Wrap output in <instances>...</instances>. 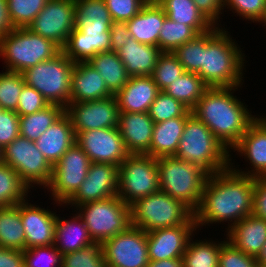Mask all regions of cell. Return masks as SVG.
Returning a JSON list of instances; mask_svg holds the SVG:
<instances>
[{"label": "cell", "mask_w": 266, "mask_h": 267, "mask_svg": "<svg viewBox=\"0 0 266 267\" xmlns=\"http://www.w3.org/2000/svg\"><path fill=\"white\" fill-rule=\"evenodd\" d=\"M254 178L231 167L209 175L199 207L194 211L197 229L226 222L225 232L253 212Z\"/></svg>", "instance_id": "cell-1"}, {"label": "cell", "mask_w": 266, "mask_h": 267, "mask_svg": "<svg viewBox=\"0 0 266 267\" xmlns=\"http://www.w3.org/2000/svg\"><path fill=\"white\" fill-rule=\"evenodd\" d=\"M240 87L208 88L191 110L229 151L258 117L251 114L244 100L233 95Z\"/></svg>", "instance_id": "cell-2"}, {"label": "cell", "mask_w": 266, "mask_h": 267, "mask_svg": "<svg viewBox=\"0 0 266 267\" xmlns=\"http://www.w3.org/2000/svg\"><path fill=\"white\" fill-rule=\"evenodd\" d=\"M222 26L204 43L202 80L209 88L242 86L244 82L247 56Z\"/></svg>", "instance_id": "cell-3"}, {"label": "cell", "mask_w": 266, "mask_h": 267, "mask_svg": "<svg viewBox=\"0 0 266 267\" xmlns=\"http://www.w3.org/2000/svg\"><path fill=\"white\" fill-rule=\"evenodd\" d=\"M231 152L202 121L191 114L174 157L197 164L212 175L230 167Z\"/></svg>", "instance_id": "cell-4"}, {"label": "cell", "mask_w": 266, "mask_h": 267, "mask_svg": "<svg viewBox=\"0 0 266 267\" xmlns=\"http://www.w3.org/2000/svg\"><path fill=\"white\" fill-rule=\"evenodd\" d=\"M160 191L180 200L193 212L199 207L209 174L197 164L174 156L157 159Z\"/></svg>", "instance_id": "cell-5"}, {"label": "cell", "mask_w": 266, "mask_h": 267, "mask_svg": "<svg viewBox=\"0 0 266 267\" xmlns=\"http://www.w3.org/2000/svg\"><path fill=\"white\" fill-rule=\"evenodd\" d=\"M61 50L53 41L28 28H13L0 38V58H3L7 71L22 73L53 58Z\"/></svg>", "instance_id": "cell-6"}, {"label": "cell", "mask_w": 266, "mask_h": 267, "mask_svg": "<svg viewBox=\"0 0 266 267\" xmlns=\"http://www.w3.org/2000/svg\"><path fill=\"white\" fill-rule=\"evenodd\" d=\"M131 225L151 232L187 223L194 212L183 202L160 190L130 205Z\"/></svg>", "instance_id": "cell-7"}, {"label": "cell", "mask_w": 266, "mask_h": 267, "mask_svg": "<svg viewBox=\"0 0 266 267\" xmlns=\"http://www.w3.org/2000/svg\"><path fill=\"white\" fill-rule=\"evenodd\" d=\"M74 65L61 50L53 58L26 69L22 75L25 84L41 93L49 104L66 108L70 103Z\"/></svg>", "instance_id": "cell-8"}, {"label": "cell", "mask_w": 266, "mask_h": 267, "mask_svg": "<svg viewBox=\"0 0 266 267\" xmlns=\"http://www.w3.org/2000/svg\"><path fill=\"white\" fill-rule=\"evenodd\" d=\"M74 213L84 221L93 241L103 242L131 225L130 206L117 195L76 206Z\"/></svg>", "instance_id": "cell-9"}, {"label": "cell", "mask_w": 266, "mask_h": 267, "mask_svg": "<svg viewBox=\"0 0 266 267\" xmlns=\"http://www.w3.org/2000/svg\"><path fill=\"white\" fill-rule=\"evenodd\" d=\"M160 190L157 159L129 154L119 165L117 196L127 205Z\"/></svg>", "instance_id": "cell-10"}, {"label": "cell", "mask_w": 266, "mask_h": 267, "mask_svg": "<svg viewBox=\"0 0 266 267\" xmlns=\"http://www.w3.org/2000/svg\"><path fill=\"white\" fill-rule=\"evenodd\" d=\"M2 163L14 169L29 189H45L51 181L53 166L35 142L21 135L2 150Z\"/></svg>", "instance_id": "cell-11"}, {"label": "cell", "mask_w": 266, "mask_h": 267, "mask_svg": "<svg viewBox=\"0 0 266 267\" xmlns=\"http://www.w3.org/2000/svg\"><path fill=\"white\" fill-rule=\"evenodd\" d=\"M91 161L75 142L53 166L52 178L47 186L53 205L62 207L76 193L87 177Z\"/></svg>", "instance_id": "cell-12"}, {"label": "cell", "mask_w": 266, "mask_h": 267, "mask_svg": "<svg viewBox=\"0 0 266 267\" xmlns=\"http://www.w3.org/2000/svg\"><path fill=\"white\" fill-rule=\"evenodd\" d=\"M105 264L112 267H147V232L130 225L101 243Z\"/></svg>", "instance_id": "cell-13"}, {"label": "cell", "mask_w": 266, "mask_h": 267, "mask_svg": "<svg viewBox=\"0 0 266 267\" xmlns=\"http://www.w3.org/2000/svg\"><path fill=\"white\" fill-rule=\"evenodd\" d=\"M27 28L62 49L75 28V0H48Z\"/></svg>", "instance_id": "cell-14"}, {"label": "cell", "mask_w": 266, "mask_h": 267, "mask_svg": "<svg viewBox=\"0 0 266 267\" xmlns=\"http://www.w3.org/2000/svg\"><path fill=\"white\" fill-rule=\"evenodd\" d=\"M65 113L77 135L88 130L118 127L120 111L113 95L100 100L69 103Z\"/></svg>", "instance_id": "cell-15"}, {"label": "cell", "mask_w": 266, "mask_h": 267, "mask_svg": "<svg viewBox=\"0 0 266 267\" xmlns=\"http://www.w3.org/2000/svg\"><path fill=\"white\" fill-rule=\"evenodd\" d=\"M76 143L91 162L119 166L129 155L117 127L79 132Z\"/></svg>", "instance_id": "cell-16"}, {"label": "cell", "mask_w": 266, "mask_h": 267, "mask_svg": "<svg viewBox=\"0 0 266 267\" xmlns=\"http://www.w3.org/2000/svg\"><path fill=\"white\" fill-rule=\"evenodd\" d=\"M119 166L91 162L87 177L63 207L74 208L88 202L105 200L117 195ZM71 205V206H70ZM70 206V207H68Z\"/></svg>", "instance_id": "cell-17"}, {"label": "cell", "mask_w": 266, "mask_h": 267, "mask_svg": "<svg viewBox=\"0 0 266 267\" xmlns=\"http://www.w3.org/2000/svg\"><path fill=\"white\" fill-rule=\"evenodd\" d=\"M198 232L194 216L185 224L147 232L148 258L160 261L183 258L189 240ZM195 233V234H194Z\"/></svg>", "instance_id": "cell-18"}, {"label": "cell", "mask_w": 266, "mask_h": 267, "mask_svg": "<svg viewBox=\"0 0 266 267\" xmlns=\"http://www.w3.org/2000/svg\"><path fill=\"white\" fill-rule=\"evenodd\" d=\"M232 151H237L240 157L244 156L242 158L247 159L246 162L251 165L249 167L251 170L249 168L239 169L230 159V167L235 172L253 178L266 177V116L258 115Z\"/></svg>", "instance_id": "cell-19"}, {"label": "cell", "mask_w": 266, "mask_h": 267, "mask_svg": "<svg viewBox=\"0 0 266 267\" xmlns=\"http://www.w3.org/2000/svg\"><path fill=\"white\" fill-rule=\"evenodd\" d=\"M26 199L18 203L20 217L25 232V249L50 246L55 241V223L57 214L47 207L31 204Z\"/></svg>", "instance_id": "cell-20"}, {"label": "cell", "mask_w": 266, "mask_h": 267, "mask_svg": "<svg viewBox=\"0 0 266 267\" xmlns=\"http://www.w3.org/2000/svg\"><path fill=\"white\" fill-rule=\"evenodd\" d=\"M154 124L148 112L119 114L117 128L129 154L149 155Z\"/></svg>", "instance_id": "cell-21"}, {"label": "cell", "mask_w": 266, "mask_h": 267, "mask_svg": "<svg viewBox=\"0 0 266 267\" xmlns=\"http://www.w3.org/2000/svg\"><path fill=\"white\" fill-rule=\"evenodd\" d=\"M160 92L151 76H131L116 97L120 113L148 112Z\"/></svg>", "instance_id": "cell-22"}, {"label": "cell", "mask_w": 266, "mask_h": 267, "mask_svg": "<svg viewBox=\"0 0 266 267\" xmlns=\"http://www.w3.org/2000/svg\"><path fill=\"white\" fill-rule=\"evenodd\" d=\"M113 96L100 74L88 62L75 63L71 73L70 103Z\"/></svg>", "instance_id": "cell-23"}, {"label": "cell", "mask_w": 266, "mask_h": 267, "mask_svg": "<svg viewBox=\"0 0 266 267\" xmlns=\"http://www.w3.org/2000/svg\"><path fill=\"white\" fill-rule=\"evenodd\" d=\"M109 31H79L74 28L62 48L73 63L88 62L100 52L111 51Z\"/></svg>", "instance_id": "cell-24"}, {"label": "cell", "mask_w": 266, "mask_h": 267, "mask_svg": "<svg viewBox=\"0 0 266 267\" xmlns=\"http://www.w3.org/2000/svg\"><path fill=\"white\" fill-rule=\"evenodd\" d=\"M227 241L245 254L257 257L266 243V219L246 216L226 231Z\"/></svg>", "instance_id": "cell-25"}, {"label": "cell", "mask_w": 266, "mask_h": 267, "mask_svg": "<svg viewBox=\"0 0 266 267\" xmlns=\"http://www.w3.org/2000/svg\"><path fill=\"white\" fill-rule=\"evenodd\" d=\"M75 142L76 135L70 117L64 113L35 141V144L54 166Z\"/></svg>", "instance_id": "cell-26"}, {"label": "cell", "mask_w": 266, "mask_h": 267, "mask_svg": "<svg viewBox=\"0 0 266 267\" xmlns=\"http://www.w3.org/2000/svg\"><path fill=\"white\" fill-rule=\"evenodd\" d=\"M166 15L155 0H149L131 20L128 30L137 42L159 47V32Z\"/></svg>", "instance_id": "cell-27"}, {"label": "cell", "mask_w": 266, "mask_h": 267, "mask_svg": "<svg viewBox=\"0 0 266 267\" xmlns=\"http://www.w3.org/2000/svg\"><path fill=\"white\" fill-rule=\"evenodd\" d=\"M161 53L158 46L137 42L133 37L117 51L130 76H151Z\"/></svg>", "instance_id": "cell-28"}, {"label": "cell", "mask_w": 266, "mask_h": 267, "mask_svg": "<svg viewBox=\"0 0 266 267\" xmlns=\"http://www.w3.org/2000/svg\"><path fill=\"white\" fill-rule=\"evenodd\" d=\"M92 242L93 239L77 212L72 213L71 219L57 214L54 246L62 255L80 250Z\"/></svg>", "instance_id": "cell-29"}, {"label": "cell", "mask_w": 266, "mask_h": 267, "mask_svg": "<svg viewBox=\"0 0 266 267\" xmlns=\"http://www.w3.org/2000/svg\"><path fill=\"white\" fill-rule=\"evenodd\" d=\"M187 118L176 117L164 122L155 123L149 156L156 159L174 156L182 138Z\"/></svg>", "instance_id": "cell-30"}, {"label": "cell", "mask_w": 266, "mask_h": 267, "mask_svg": "<svg viewBox=\"0 0 266 267\" xmlns=\"http://www.w3.org/2000/svg\"><path fill=\"white\" fill-rule=\"evenodd\" d=\"M113 20L104 0H75V28L109 31Z\"/></svg>", "instance_id": "cell-31"}, {"label": "cell", "mask_w": 266, "mask_h": 267, "mask_svg": "<svg viewBox=\"0 0 266 267\" xmlns=\"http://www.w3.org/2000/svg\"><path fill=\"white\" fill-rule=\"evenodd\" d=\"M165 15L173 21L191 26L198 34L205 33L214 25L196 7L193 0H155Z\"/></svg>", "instance_id": "cell-32"}, {"label": "cell", "mask_w": 266, "mask_h": 267, "mask_svg": "<svg viewBox=\"0 0 266 267\" xmlns=\"http://www.w3.org/2000/svg\"><path fill=\"white\" fill-rule=\"evenodd\" d=\"M88 63L100 74L113 95L120 91L131 77L114 51L100 52Z\"/></svg>", "instance_id": "cell-33"}, {"label": "cell", "mask_w": 266, "mask_h": 267, "mask_svg": "<svg viewBox=\"0 0 266 267\" xmlns=\"http://www.w3.org/2000/svg\"><path fill=\"white\" fill-rule=\"evenodd\" d=\"M64 113L62 106L49 104L38 112L19 116L20 135L35 142Z\"/></svg>", "instance_id": "cell-34"}, {"label": "cell", "mask_w": 266, "mask_h": 267, "mask_svg": "<svg viewBox=\"0 0 266 267\" xmlns=\"http://www.w3.org/2000/svg\"><path fill=\"white\" fill-rule=\"evenodd\" d=\"M0 247L25 249V232L18 204L0 207Z\"/></svg>", "instance_id": "cell-35"}, {"label": "cell", "mask_w": 266, "mask_h": 267, "mask_svg": "<svg viewBox=\"0 0 266 267\" xmlns=\"http://www.w3.org/2000/svg\"><path fill=\"white\" fill-rule=\"evenodd\" d=\"M189 240L185 253L183 254L184 267H218L221 246L227 241H214L206 239ZM205 240V241H204Z\"/></svg>", "instance_id": "cell-36"}, {"label": "cell", "mask_w": 266, "mask_h": 267, "mask_svg": "<svg viewBox=\"0 0 266 267\" xmlns=\"http://www.w3.org/2000/svg\"><path fill=\"white\" fill-rule=\"evenodd\" d=\"M208 88L196 73L185 72L163 91L191 111Z\"/></svg>", "instance_id": "cell-37"}, {"label": "cell", "mask_w": 266, "mask_h": 267, "mask_svg": "<svg viewBox=\"0 0 266 267\" xmlns=\"http://www.w3.org/2000/svg\"><path fill=\"white\" fill-rule=\"evenodd\" d=\"M214 26L205 33L198 34L194 39L177 47L172 53L183 65L185 72L196 73L202 79V58L204 43L220 28Z\"/></svg>", "instance_id": "cell-38"}, {"label": "cell", "mask_w": 266, "mask_h": 267, "mask_svg": "<svg viewBox=\"0 0 266 267\" xmlns=\"http://www.w3.org/2000/svg\"><path fill=\"white\" fill-rule=\"evenodd\" d=\"M29 187L10 166L0 164V207L13 206L29 198Z\"/></svg>", "instance_id": "cell-39"}, {"label": "cell", "mask_w": 266, "mask_h": 267, "mask_svg": "<svg viewBox=\"0 0 266 267\" xmlns=\"http://www.w3.org/2000/svg\"><path fill=\"white\" fill-rule=\"evenodd\" d=\"M197 35L191 26L173 21L166 16L159 32V48L162 52H173Z\"/></svg>", "instance_id": "cell-40"}, {"label": "cell", "mask_w": 266, "mask_h": 267, "mask_svg": "<svg viewBox=\"0 0 266 267\" xmlns=\"http://www.w3.org/2000/svg\"><path fill=\"white\" fill-rule=\"evenodd\" d=\"M8 16L13 28H27L44 8L48 0H6Z\"/></svg>", "instance_id": "cell-41"}, {"label": "cell", "mask_w": 266, "mask_h": 267, "mask_svg": "<svg viewBox=\"0 0 266 267\" xmlns=\"http://www.w3.org/2000/svg\"><path fill=\"white\" fill-rule=\"evenodd\" d=\"M148 114L154 123H160L176 117H189L192 112L181 102L160 91L151 104Z\"/></svg>", "instance_id": "cell-42"}, {"label": "cell", "mask_w": 266, "mask_h": 267, "mask_svg": "<svg viewBox=\"0 0 266 267\" xmlns=\"http://www.w3.org/2000/svg\"><path fill=\"white\" fill-rule=\"evenodd\" d=\"M184 73L183 65L172 52H162L151 77L159 90L163 91Z\"/></svg>", "instance_id": "cell-43"}, {"label": "cell", "mask_w": 266, "mask_h": 267, "mask_svg": "<svg viewBox=\"0 0 266 267\" xmlns=\"http://www.w3.org/2000/svg\"><path fill=\"white\" fill-rule=\"evenodd\" d=\"M2 72V73H1ZM0 72V106L3 110L17 111L20 93L25 85L22 73L13 71Z\"/></svg>", "instance_id": "cell-44"}, {"label": "cell", "mask_w": 266, "mask_h": 267, "mask_svg": "<svg viewBox=\"0 0 266 267\" xmlns=\"http://www.w3.org/2000/svg\"><path fill=\"white\" fill-rule=\"evenodd\" d=\"M105 260L102 245L93 241L80 250L62 255V267H103Z\"/></svg>", "instance_id": "cell-45"}, {"label": "cell", "mask_w": 266, "mask_h": 267, "mask_svg": "<svg viewBox=\"0 0 266 267\" xmlns=\"http://www.w3.org/2000/svg\"><path fill=\"white\" fill-rule=\"evenodd\" d=\"M224 9L260 25L266 16V0H224Z\"/></svg>", "instance_id": "cell-46"}, {"label": "cell", "mask_w": 266, "mask_h": 267, "mask_svg": "<svg viewBox=\"0 0 266 267\" xmlns=\"http://www.w3.org/2000/svg\"><path fill=\"white\" fill-rule=\"evenodd\" d=\"M25 267H62V254L53 245L23 250Z\"/></svg>", "instance_id": "cell-47"}, {"label": "cell", "mask_w": 266, "mask_h": 267, "mask_svg": "<svg viewBox=\"0 0 266 267\" xmlns=\"http://www.w3.org/2000/svg\"><path fill=\"white\" fill-rule=\"evenodd\" d=\"M218 267H259L256 257L236 249L226 241L220 249Z\"/></svg>", "instance_id": "cell-48"}, {"label": "cell", "mask_w": 266, "mask_h": 267, "mask_svg": "<svg viewBox=\"0 0 266 267\" xmlns=\"http://www.w3.org/2000/svg\"><path fill=\"white\" fill-rule=\"evenodd\" d=\"M114 21H128L139 13L149 0H104Z\"/></svg>", "instance_id": "cell-49"}, {"label": "cell", "mask_w": 266, "mask_h": 267, "mask_svg": "<svg viewBox=\"0 0 266 267\" xmlns=\"http://www.w3.org/2000/svg\"><path fill=\"white\" fill-rule=\"evenodd\" d=\"M48 105L41 93L25 84L19 96L16 113L19 116H25L38 112Z\"/></svg>", "instance_id": "cell-50"}, {"label": "cell", "mask_w": 266, "mask_h": 267, "mask_svg": "<svg viewBox=\"0 0 266 267\" xmlns=\"http://www.w3.org/2000/svg\"><path fill=\"white\" fill-rule=\"evenodd\" d=\"M19 115L14 111H0V148L3 150L20 135Z\"/></svg>", "instance_id": "cell-51"}, {"label": "cell", "mask_w": 266, "mask_h": 267, "mask_svg": "<svg viewBox=\"0 0 266 267\" xmlns=\"http://www.w3.org/2000/svg\"><path fill=\"white\" fill-rule=\"evenodd\" d=\"M196 7L204 14V16L214 25H221V14L224 15V0H193ZM223 13H222V12ZM220 24H219V23Z\"/></svg>", "instance_id": "cell-52"}, {"label": "cell", "mask_w": 266, "mask_h": 267, "mask_svg": "<svg viewBox=\"0 0 266 267\" xmlns=\"http://www.w3.org/2000/svg\"><path fill=\"white\" fill-rule=\"evenodd\" d=\"M252 214L266 219V177L254 178Z\"/></svg>", "instance_id": "cell-53"}, {"label": "cell", "mask_w": 266, "mask_h": 267, "mask_svg": "<svg viewBox=\"0 0 266 267\" xmlns=\"http://www.w3.org/2000/svg\"><path fill=\"white\" fill-rule=\"evenodd\" d=\"M111 51L117 52L123 45L128 44L131 37L126 21H114L110 27Z\"/></svg>", "instance_id": "cell-54"}, {"label": "cell", "mask_w": 266, "mask_h": 267, "mask_svg": "<svg viewBox=\"0 0 266 267\" xmlns=\"http://www.w3.org/2000/svg\"><path fill=\"white\" fill-rule=\"evenodd\" d=\"M0 267H25L23 250L0 247Z\"/></svg>", "instance_id": "cell-55"}, {"label": "cell", "mask_w": 266, "mask_h": 267, "mask_svg": "<svg viewBox=\"0 0 266 267\" xmlns=\"http://www.w3.org/2000/svg\"><path fill=\"white\" fill-rule=\"evenodd\" d=\"M12 29L13 26L8 16L7 1L0 0V38Z\"/></svg>", "instance_id": "cell-56"}, {"label": "cell", "mask_w": 266, "mask_h": 267, "mask_svg": "<svg viewBox=\"0 0 266 267\" xmlns=\"http://www.w3.org/2000/svg\"><path fill=\"white\" fill-rule=\"evenodd\" d=\"M147 267H184L183 258H172L160 261H151Z\"/></svg>", "instance_id": "cell-57"}, {"label": "cell", "mask_w": 266, "mask_h": 267, "mask_svg": "<svg viewBox=\"0 0 266 267\" xmlns=\"http://www.w3.org/2000/svg\"><path fill=\"white\" fill-rule=\"evenodd\" d=\"M259 266L266 267V243L262 247L261 252L256 257Z\"/></svg>", "instance_id": "cell-58"}, {"label": "cell", "mask_w": 266, "mask_h": 267, "mask_svg": "<svg viewBox=\"0 0 266 267\" xmlns=\"http://www.w3.org/2000/svg\"><path fill=\"white\" fill-rule=\"evenodd\" d=\"M263 24H261L262 25V27L263 26H266V16H265V18H264V20H263V22H262ZM265 29H266V27H264Z\"/></svg>", "instance_id": "cell-59"}, {"label": "cell", "mask_w": 266, "mask_h": 267, "mask_svg": "<svg viewBox=\"0 0 266 267\" xmlns=\"http://www.w3.org/2000/svg\"><path fill=\"white\" fill-rule=\"evenodd\" d=\"M0 164H2V149L0 148Z\"/></svg>", "instance_id": "cell-60"}, {"label": "cell", "mask_w": 266, "mask_h": 267, "mask_svg": "<svg viewBox=\"0 0 266 267\" xmlns=\"http://www.w3.org/2000/svg\"><path fill=\"white\" fill-rule=\"evenodd\" d=\"M103 267H112V266H109V265L105 264Z\"/></svg>", "instance_id": "cell-61"}]
</instances>
